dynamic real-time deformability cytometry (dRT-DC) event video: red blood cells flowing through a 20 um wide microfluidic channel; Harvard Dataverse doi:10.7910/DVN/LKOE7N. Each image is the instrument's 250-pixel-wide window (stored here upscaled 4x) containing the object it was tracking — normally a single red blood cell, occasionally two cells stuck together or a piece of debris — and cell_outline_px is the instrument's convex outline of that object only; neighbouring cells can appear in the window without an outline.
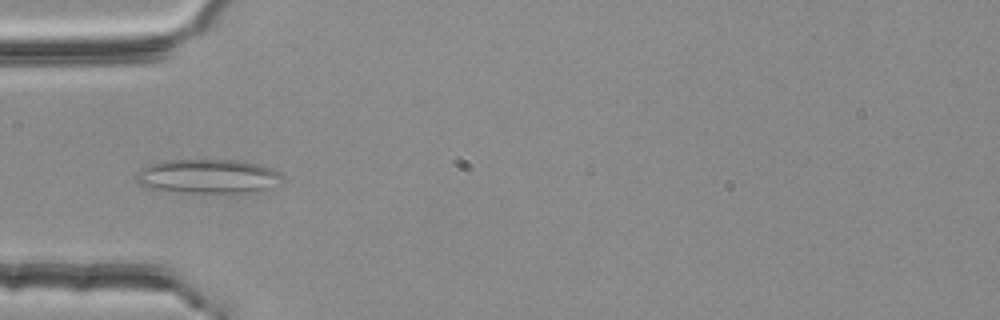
{"species": "common noctule bat (a hibernating species)", "species_latin": "Nyctalus noctula", "temperature_condition": "room temperature", "stored_images_in_passage": 2, "camera_frame_rate_fps": 3000, "um_per_image_px": 0.085, "animal": {"sex": "female", "body_mass_g": 25.1}, "frame": {"image": 1, "passage_image": 2, "time_ms": 0.333, "image_size_px": [1000, 320], "cell_outline_px": [[280, 176], [260, 192], [240, 196], [184, 192], [152, 188], [140, 184], [136, 180], [136, 172], [140, 168], [164, 160], [240, 160], [260, 164], [272, 168], [280, 172]], "centroid_in_image_um": [17.68, 15.02], "position_along_channel_um": 67.3, "area_um2": 29.59}}